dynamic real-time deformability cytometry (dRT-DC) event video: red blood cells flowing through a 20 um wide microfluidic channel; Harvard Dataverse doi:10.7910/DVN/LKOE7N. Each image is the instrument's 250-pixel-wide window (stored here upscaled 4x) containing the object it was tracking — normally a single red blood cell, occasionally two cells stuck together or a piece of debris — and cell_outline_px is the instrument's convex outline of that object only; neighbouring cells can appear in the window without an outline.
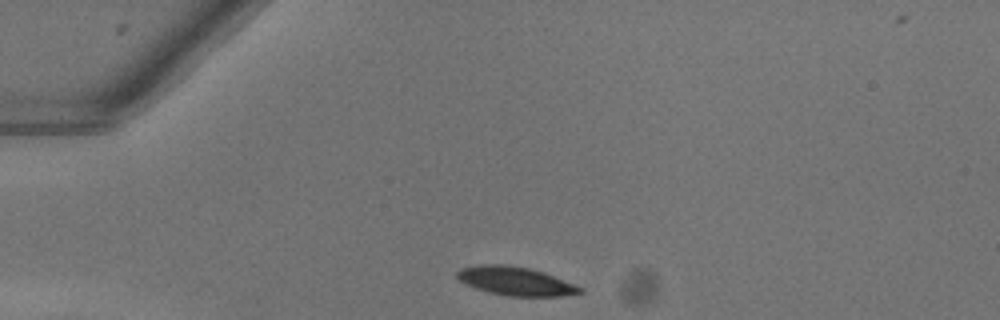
{"species": "common noctule bat (a hibernating species)", "species_latin": "Nyctalus noctula", "temperature_condition": "warm", "stored_images_in_passage": 40, "camera_frame_rate_fps": 3000, "um_per_image_px": 0.085, "animal": {"sex": "female"}, "frame": {"image": 1, "passage_image": 1, "time_ms": 0.0, "image_size_px": [1000, 320], "cell_outline_px": [[584, 292], [560, 296], [508, 296], [488, 292], [476, 288], [460, 280], [456, 276], [456, 272], [460, 268], [484, 264], [508, 264], [528, 268], [544, 272], [576, 284], [584, 288]], "centroid_in_image_um": [43.86, 23.89], "position_along_channel_um": 41.1, "area_um2": 20.52}}
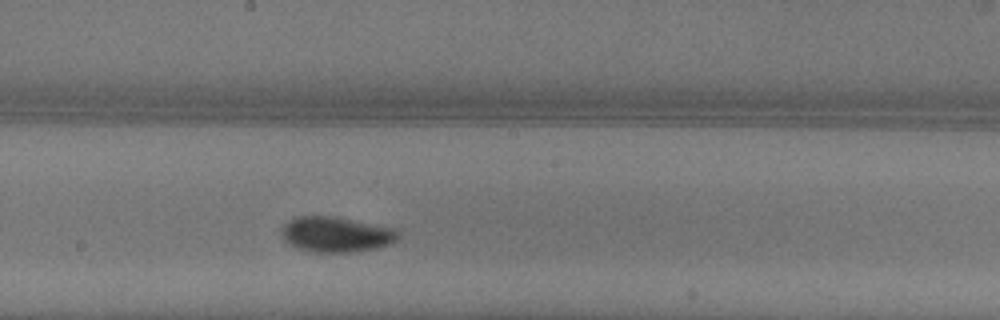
{"frame": {"image": 2, "passage_image": 17, "time_ms": 5.333, "image_size_px": [1000, 320], "cell_outline_px": [[400, 236], [396, 240], [388, 244], [376, 248], [352, 252], [316, 252], [296, 248], [288, 244], [280, 236], [280, 228], [288, 220], [296, 216], [332, 216], [396, 228], [400, 232]], "centroid_in_image_um": [28.53, 19.92], "position_along_channel_um": 219.7, "area_um2": 24.28}}
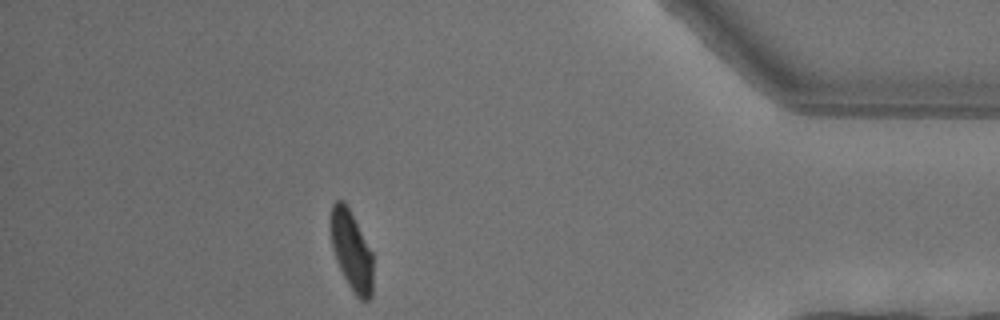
{"frame": {"image": 3, "passage_image": 34, "time_ms": 11.0, "image_size_px": [1000, 320], "cell_outline_px": [[372, 296], [368, 300], [360, 300], [356, 296], [348, 284], [336, 260], [332, 248], [332, 204], [336, 200], [344, 200], [372, 252]], "centroid_in_image_um": [29.9, 21.35], "position_along_channel_um": 405.3, "area_um2": 19.13}, "authors_computed_cell_mechanics": {"area_um2": 21.5305, "velocity_mm_per_s": 4.0338, "shape_relaxation_time_tau1_ms": 2.3824, "shape_relaxation_time_tau2_ms": null, "deformation_change_tau1": 0.1526, "deformation_change_tau2": null}}